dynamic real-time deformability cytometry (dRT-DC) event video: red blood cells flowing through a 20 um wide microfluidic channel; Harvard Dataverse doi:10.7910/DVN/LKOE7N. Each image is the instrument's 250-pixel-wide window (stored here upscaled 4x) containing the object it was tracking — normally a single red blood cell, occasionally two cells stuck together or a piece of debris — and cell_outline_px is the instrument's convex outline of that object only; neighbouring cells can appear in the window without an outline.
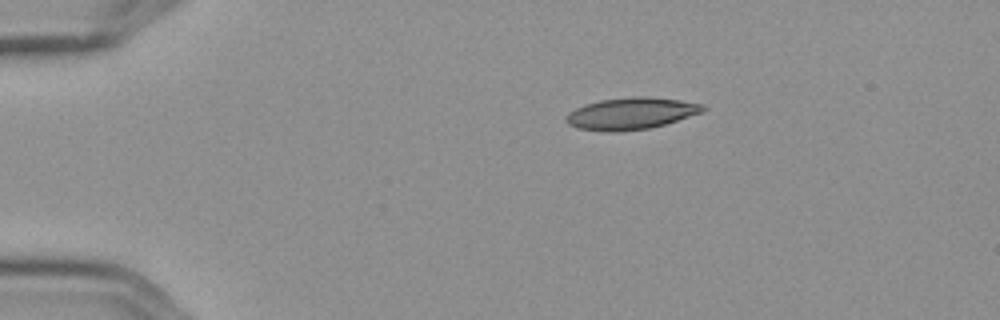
{"species": "Egyptian fruit bat (a non-hibernating species)", "species_latin": "Rousettus aegyptiacus", "temperature_condition": "cold", "stored_images_in_passage": 5, "camera_frame_rate_fps": 3000, "um_per_image_px": 0.085, "frame": {"image": 1, "passage_image": 1, "time_ms": 0.0, "image_size_px": [1000, 320], "cell_outline_px": [[708, 108], [704, 112], [664, 124], [648, 128], [612, 132], [608, 132], [576, 128], [568, 124], [564, 120], [568, 112], [584, 104], [600, 100], [632, 96], [648, 96], [680, 100], [704, 104]], "centroid_in_image_um": [53.64, 9.63], "position_along_channel_um": 31.4, "area_um2": 25.55}}
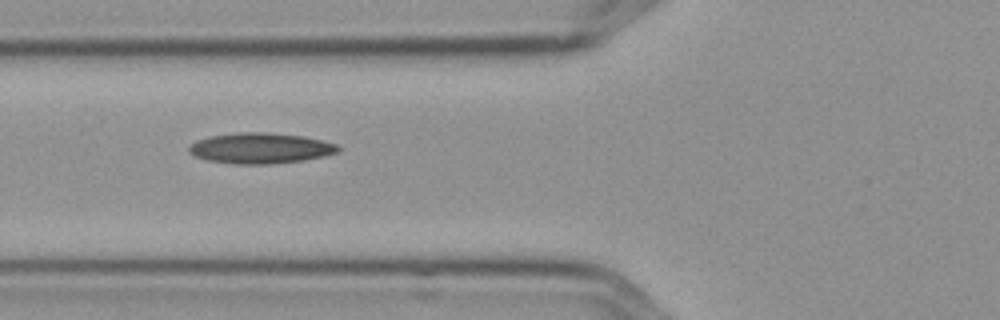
{"frame": {"image": 2, "passage_image": 4, "time_ms": 1.0, "image_size_px": [1000, 320], "cell_outline_px": [[340, 152], [324, 156], [304, 160], [268, 164], [236, 164], [208, 160], [192, 156], [188, 152], [188, 148], [196, 140], [208, 136], [240, 132], [268, 132], [304, 136], [324, 140], [336, 144], [340, 148]], "centroid_in_image_um": [22.14, 12.59], "position_along_channel_um": 103.7, "area_um2": 26.88}}
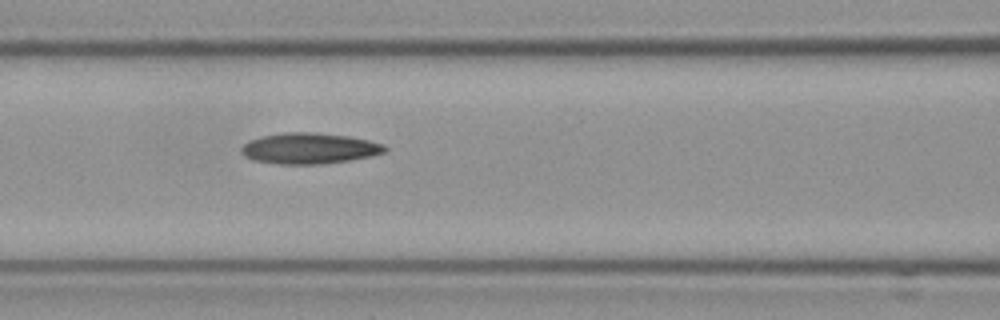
{"frame": {"image": 3, "passage_image": 5, "time_ms": 1.333, "image_size_px": [1000, 320], "cell_outline_px": [[388, 148], [384, 152], [372, 156], [348, 160], [316, 164], [280, 164], [256, 160], [244, 156], [240, 152], [240, 148], [248, 140], [260, 136], [284, 132], [316, 132], [348, 136], [368, 140], [384, 144]], "centroid_in_image_um": [26.27, 12.59], "position_along_channel_um": 140.3, "area_um2": 25.84}}